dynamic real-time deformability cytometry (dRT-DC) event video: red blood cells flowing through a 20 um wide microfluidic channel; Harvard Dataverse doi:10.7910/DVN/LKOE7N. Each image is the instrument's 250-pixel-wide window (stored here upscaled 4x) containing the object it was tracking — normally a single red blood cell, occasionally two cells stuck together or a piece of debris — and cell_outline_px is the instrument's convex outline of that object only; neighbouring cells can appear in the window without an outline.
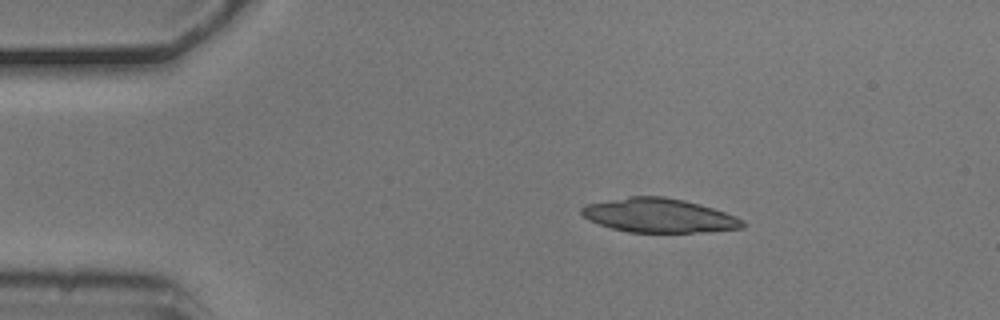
{"species": "common noctule bat (a hibernating species)", "species_latin": "Nyctalus noctula", "temperature_condition": "cold", "stored_images_in_passage": 4, "camera_frame_rate_fps": 3000, "um_per_image_px": 0.085, "animal": {"sex": "male", "body_mass_g": 20.5, "forearm_length_mm": 52.5}, "frame": {"image": 1, "passage_image": 2, "time_ms": 0.333, "image_size_px": [1000, 320], "cell_outline_px": [[744, 228], [708, 232], [628, 232], [612, 228], [588, 220], [580, 212], [580, 208], [584, 204], [628, 196], [664, 196], [684, 200], [700, 204], [736, 216], [744, 220]], "centroid_in_image_um": [56.01, 18.31], "position_along_channel_um": 29.0, "area_um2": 32.14}}